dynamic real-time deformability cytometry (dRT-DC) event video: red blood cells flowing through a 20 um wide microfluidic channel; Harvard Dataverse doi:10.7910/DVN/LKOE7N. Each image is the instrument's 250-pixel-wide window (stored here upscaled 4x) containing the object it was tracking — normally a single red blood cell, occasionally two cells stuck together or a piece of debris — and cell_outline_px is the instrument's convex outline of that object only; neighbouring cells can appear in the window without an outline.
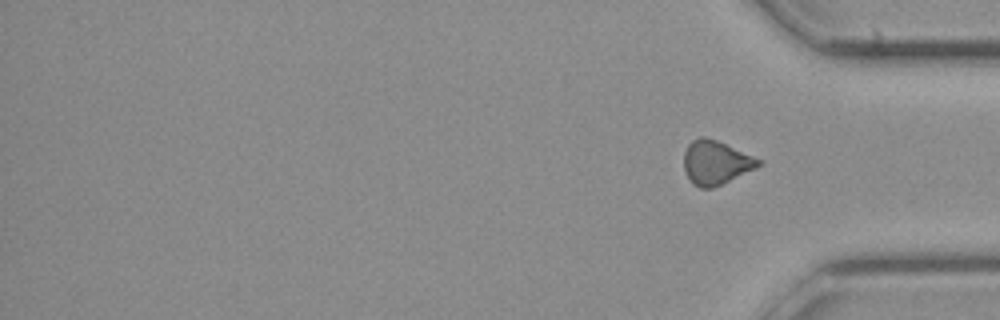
{"species": "common noctule bat (a hibernating species)", "species_latin": "Nyctalus noctula", "temperature_condition": "cold", "stored_images_in_passage": 32, "segment_of_instrument_passage": [2, 2], "camera_frame_rate_fps": 3000, "um_per_image_px": 0.085, "animal": {"sex": "female", "body_mass_g": 21.9}, "frame": {"image": 1, "passage_image": 32, "time_ms": 10.333, "image_size_px": [1000, 320], "cell_outline_px": [[764, 164], [756, 168], [712, 188], [700, 188], [692, 184], [684, 168], [684, 152], [688, 144], [692, 140], [700, 136], [704, 136], [716, 140], [764, 160]], "centroid_in_image_um": [60.86, 13.8], "position_along_channel_um": 374.3, "area_um2": 19.13}}